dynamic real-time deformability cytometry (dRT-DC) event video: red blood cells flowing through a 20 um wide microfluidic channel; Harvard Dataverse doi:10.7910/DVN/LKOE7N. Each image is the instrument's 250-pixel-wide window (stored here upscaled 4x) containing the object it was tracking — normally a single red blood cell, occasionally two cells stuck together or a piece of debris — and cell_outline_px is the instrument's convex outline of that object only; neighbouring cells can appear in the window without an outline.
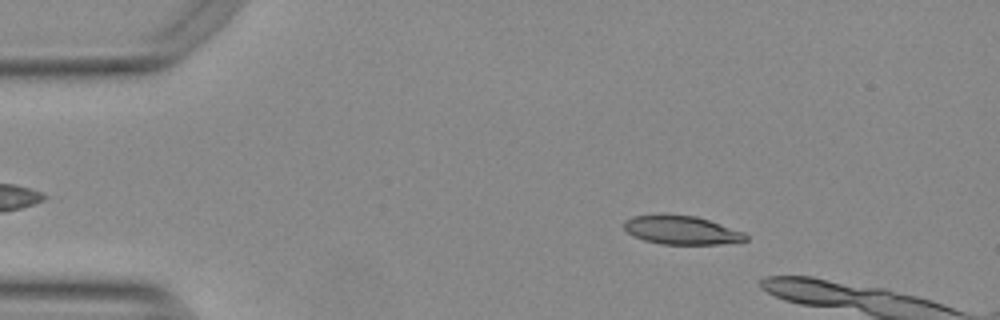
{"species": "Egyptian fruit bat (a non-hibernating species)", "species_latin": "Rousettus aegyptiacus", "temperature_condition": "warm", "stored_images_in_passage": 12, "camera_frame_rate_fps": 3000, "um_per_image_px": 0.085, "animal": {"sex": "female"}, "frame": {"image": 1, "passage_image": 7, "time_ms": 2.0, "image_size_px": [1000, 320], "cell_outline_px": [[748, 240], [720, 244], [660, 244], [644, 240], [632, 236], [624, 228], [624, 220], [632, 216], [696, 216], [744, 232], [748, 236]], "centroid_in_image_um": [57.93, 19.59], "position_along_channel_um": 27.1, "area_um2": 19.83}}